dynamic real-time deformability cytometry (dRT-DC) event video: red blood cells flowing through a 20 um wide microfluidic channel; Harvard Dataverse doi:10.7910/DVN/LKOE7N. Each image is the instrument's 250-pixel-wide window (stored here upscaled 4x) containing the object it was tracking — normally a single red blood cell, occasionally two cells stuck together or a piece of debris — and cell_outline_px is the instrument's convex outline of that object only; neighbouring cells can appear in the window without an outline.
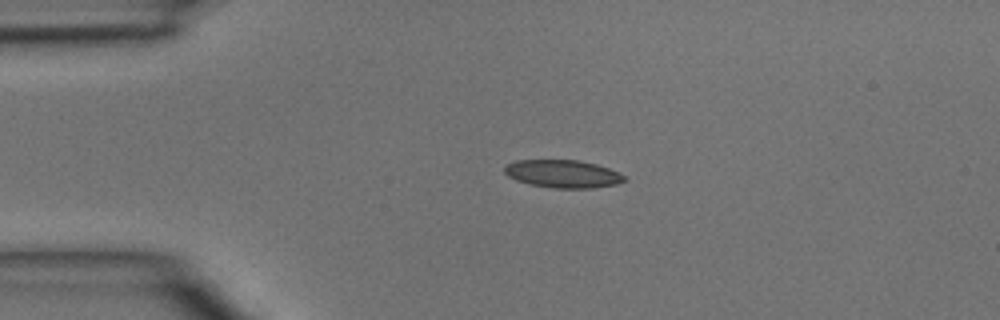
{"species": "common noctule bat (a hibernating species)", "species_latin": "Nyctalus noctula", "temperature_condition": "room temperature", "stored_images_in_passage": 4, "camera_frame_rate_fps": 3000, "um_per_image_px": 0.085, "animal": {"sex": "male", "body_mass_g": 15.6}, "frame": {"image": 1, "passage_image": 2, "time_ms": 0.333, "image_size_px": [1000, 320], "cell_outline_px": [[628, 180], [616, 184], [592, 188], [552, 188], [532, 184], [516, 180], [508, 176], [504, 172], [504, 168], [508, 164], [516, 160], [576, 160], [596, 164], [608, 168], [624, 176]], "centroid_in_image_um": [47.84, 14.78], "position_along_channel_um": 37.2, "area_um2": 19.25}}
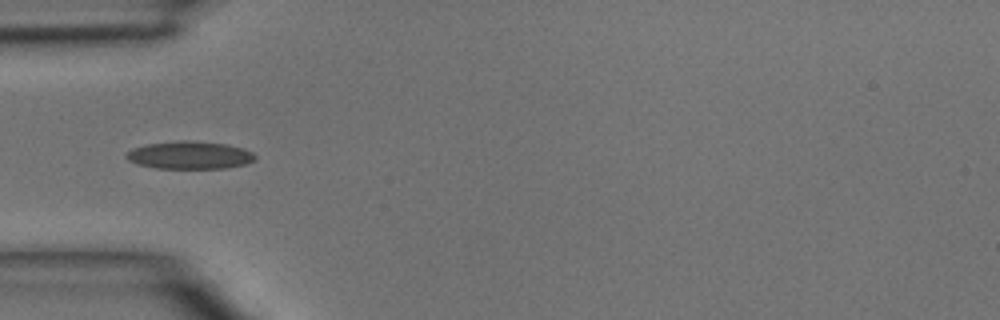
{"frame": {"image": 2, "passage_image": 3, "time_ms": 0.667, "image_size_px": [1000, 320], "cell_outline_px": [[256, 160], [244, 164], [224, 168], [156, 168], [140, 164], [128, 160], [124, 156], [132, 148], [148, 144], [176, 140], [192, 140], [228, 144], [244, 148], [252, 152], [256, 156]], "centroid_in_image_um": [16.15, 13.17], "position_along_channel_um": 68.9, "area_um2": 20.87}}